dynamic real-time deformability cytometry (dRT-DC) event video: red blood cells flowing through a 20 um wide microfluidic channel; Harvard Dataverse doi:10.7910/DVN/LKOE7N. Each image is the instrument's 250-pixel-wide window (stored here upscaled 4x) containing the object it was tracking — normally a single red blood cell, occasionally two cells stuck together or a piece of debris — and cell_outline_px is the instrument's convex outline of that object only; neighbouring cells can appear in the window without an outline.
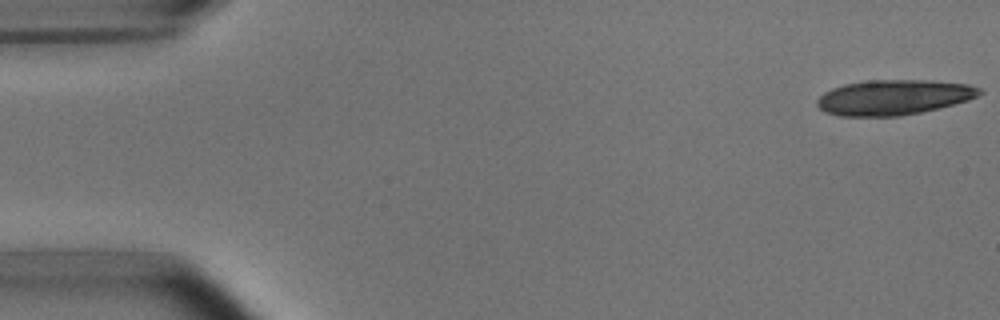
{"species": "common noctule bat (a hibernating species)", "species_latin": "Nyctalus noctula", "temperature_condition": "room temperature", "stored_images_in_passage": 7, "camera_frame_rate_fps": 3000, "um_per_image_px": 0.085, "animal": {"sex": "male", "body_mass_g": 15.6}, "frame": {"image": 1, "passage_image": 1, "time_ms": 0.0, "image_size_px": [1000, 320], "cell_outline_px": [[984, 92], [968, 100], [920, 112], [900, 116], [840, 116], [824, 112], [816, 104], [816, 100], [824, 92], [832, 88], [844, 84], [864, 80], [924, 80], [968, 84], [980, 88]], "centroid_in_image_um": [75.91, 8.27], "position_along_channel_um": 9.1, "area_um2": 33.18}}